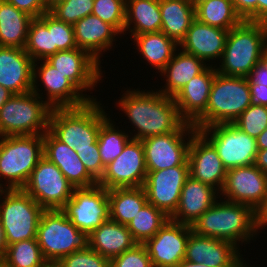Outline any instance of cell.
Here are the masks:
<instances>
[{
	"label": "cell",
	"instance_id": "6da1fadb",
	"mask_svg": "<svg viewBox=\"0 0 267 267\" xmlns=\"http://www.w3.org/2000/svg\"><path fill=\"white\" fill-rule=\"evenodd\" d=\"M121 96L115 104L135 127L131 131L135 132L134 135L130 132L132 139L143 140L175 131H198L180 116L174 98L158 89L128 88Z\"/></svg>",
	"mask_w": 267,
	"mask_h": 267
},
{
	"label": "cell",
	"instance_id": "7a4b0ae2",
	"mask_svg": "<svg viewBox=\"0 0 267 267\" xmlns=\"http://www.w3.org/2000/svg\"><path fill=\"white\" fill-rule=\"evenodd\" d=\"M194 233L230 241L236 246L249 244L259 234L257 213L248 205L217 200L195 222ZM247 242V243H246Z\"/></svg>",
	"mask_w": 267,
	"mask_h": 267
},
{
	"label": "cell",
	"instance_id": "3957f363",
	"mask_svg": "<svg viewBox=\"0 0 267 267\" xmlns=\"http://www.w3.org/2000/svg\"><path fill=\"white\" fill-rule=\"evenodd\" d=\"M103 108L97 100L80 107L52 108L48 130L72 149L92 148L109 117Z\"/></svg>",
	"mask_w": 267,
	"mask_h": 267
},
{
	"label": "cell",
	"instance_id": "277c9868",
	"mask_svg": "<svg viewBox=\"0 0 267 267\" xmlns=\"http://www.w3.org/2000/svg\"><path fill=\"white\" fill-rule=\"evenodd\" d=\"M267 46L266 22L243 20L228 32L216 72L227 76L246 77L259 63L262 50Z\"/></svg>",
	"mask_w": 267,
	"mask_h": 267
},
{
	"label": "cell",
	"instance_id": "5b68a950",
	"mask_svg": "<svg viewBox=\"0 0 267 267\" xmlns=\"http://www.w3.org/2000/svg\"><path fill=\"white\" fill-rule=\"evenodd\" d=\"M251 105L246 77L216 73L206 112L193 124L199 130L218 123H233Z\"/></svg>",
	"mask_w": 267,
	"mask_h": 267
},
{
	"label": "cell",
	"instance_id": "8992f818",
	"mask_svg": "<svg viewBox=\"0 0 267 267\" xmlns=\"http://www.w3.org/2000/svg\"><path fill=\"white\" fill-rule=\"evenodd\" d=\"M43 157V135L0 137V181L10 189H22Z\"/></svg>",
	"mask_w": 267,
	"mask_h": 267
},
{
	"label": "cell",
	"instance_id": "52a82bcc",
	"mask_svg": "<svg viewBox=\"0 0 267 267\" xmlns=\"http://www.w3.org/2000/svg\"><path fill=\"white\" fill-rule=\"evenodd\" d=\"M51 110L33 91L14 94L0 109V137L44 135Z\"/></svg>",
	"mask_w": 267,
	"mask_h": 267
},
{
	"label": "cell",
	"instance_id": "ba28073f",
	"mask_svg": "<svg viewBox=\"0 0 267 267\" xmlns=\"http://www.w3.org/2000/svg\"><path fill=\"white\" fill-rule=\"evenodd\" d=\"M36 240L46 261H60L87 245V237L72 224L61 209L42 212Z\"/></svg>",
	"mask_w": 267,
	"mask_h": 267
},
{
	"label": "cell",
	"instance_id": "9c48e42d",
	"mask_svg": "<svg viewBox=\"0 0 267 267\" xmlns=\"http://www.w3.org/2000/svg\"><path fill=\"white\" fill-rule=\"evenodd\" d=\"M43 211L22 189L9 190L0 202V222L7 245L36 238Z\"/></svg>",
	"mask_w": 267,
	"mask_h": 267
},
{
	"label": "cell",
	"instance_id": "30bf717a",
	"mask_svg": "<svg viewBox=\"0 0 267 267\" xmlns=\"http://www.w3.org/2000/svg\"><path fill=\"white\" fill-rule=\"evenodd\" d=\"M217 150L228 169L253 165L258 152L256 138L232 123H218L198 130Z\"/></svg>",
	"mask_w": 267,
	"mask_h": 267
},
{
	"label": "cell",
	"instance_id": "8fae6325",
	"mask_svg": "<svg viewBox=\"0 0 267 267\" xmlns=\"http://www.w3.org/2000/svg\"><path fill=\"white\" fill-rule=\"evenodd\" d=\"M74 188L60 169L43 156L22 190L44 210H53L65 206Z\"/></svg>",
	"mask_w": 267,
	"mask_h": 267
},
{
	"label": "cell",
	"instance_id": "7c38bea8",
	"mask_svg": "<svg viewBox=\"0 0 267 267\" xmlns=\"http://www.w3.org/2000/svg\"><path fill=\"white\" fill-rule=\"evenodd\" d=\"M86 237L110 219L108 190L96 184L74 188L72 197L61 209Z\"/></svg>",
	"mask_w": 267,
	"mask_h": 267
},
{
	"label": "cell",
	"instance_id": "4fadbf2b",
	"mask_svg": "<svg viewBox=\"0 0 267 267\" xmlns=\"http://www.w3.org/2000/svg\"><path fill=\"white\" fill-rule=\"evenodd\" d=\"M266 196L267 175L253 164L228 169L219 197L229 202L248 205L257 213Z\"/></svg>",
	"mask_w": 267,
	"mask_h": 267
},
{
	"label": "cell",
	"instance_id": "5bb4252c",
	"mask_svg": "<svg viewBox=\"0 0 267 267\" xmlns=\"http://www.w3.org/2000/svg\"><path fill=\"white\" fill-rule=\"evenodd\" d=\"M196 132L175 131L141 140L147 171H159L175 166H189V145Z\"/></svg>",
	"mask_w": 267,
	"mask_h": 267
},
{
	"label": "cell",
	"instance_id": "9a60e30c",
	"mask_svg": "<svg viewBox=\"0 0 267 267\" xmlns=\"http://www.w3.org/2000/svg\"><path fill=\"white\" fill-rule=\"evenodd\" d=\"M147 177L144 148L141 140L131 139L122 153L105 166L98 184L107 190L141 187Z\"/></svg>",
	"mask_w": 267,
	"mask_h": 267
},
{
	"label": "cell",
	"instance_id": "2e32d148",
	"mask_svg": "<svg viewBox=\"0 0 267 267\" xmlns=\"http://www.w3.org/2000/svg\"><path fill=\"white\" fill-rule=\"evenodd\" d=\"M46 61L71 81L82 93L84 92V95L90 101L98 100L97 97L87 95L86 92L93 91L94 87L102 80V66L88 52L79 48L58 51L48 57Z\"/></svg>",
	"mask_w": 267,
	"mask_h": 267
},
{
	"label": "cell",
	"instance_id": "e0dca14e",
	"mask_svg": "<svg viewBox=\"0 0 267 267\" xmlns=\"http://www.w3.org/2000/svg\"><path fill=\"white\" fill-rule=\"evenodd\" d=\"M33 78L32 91L41 99H45L51 108L80 107L90 101L71 81L46 60H39L38 63L34 61ZM38 82L41 83L38 84ZM42 83L45 89L44 93L46 91V94H44L46 98L38 87L39 85L42 87Z\"/></svg>",
	"mask_w": 267,
	"mask_h": 267
},
{
	"label": "cell",
	"instance_id": "ac0fdd59",
	"mask_svg": "<svg viewBox=\"0 0 267 267\" xmlns=\"http://www.w3.org/2000/svg\"><path fill=\"white\" fill-rule=\"evenodd\" d=\"M189 176V166L147 171L143 185L147 202L171 217L178 207L183 185Z\"/></svg>",
	"mask_w": 267,
	"mask_h": 267
},
{
	"label": "cell",
	"instance_id": "d6986e66",
	"mask_svg": "<svg viewBox=\"0 0 267 267\" xmlns=\"http://www.w3.org/2000/svg\"><path fill=\"white\" fill-rule=\"evenodd\" d=\"M191 231L190 225L169 219L151 239L143 244L153 267H177L185 258Z\"/></svg>",
	"mask_w": 267,
	"mask_h": 267
},
{
	"label": "cell",
	"instance_id": "ffe728a7",
	"mask_svg": "<svg viewBox=\"0 0 267 267\" xmlns=\"http://www.w3.org/2000/svg\"><path fill=\"white\" fill-rule=\"evenodd\" d=\"M240 247L225 241L190 232L185 258L194 263H203L208 267H249ZM245 261V263H244Z\"/></svg>",
	"mask_w": 267,
	"mask_h": 267
},
{
	"label": "cell",
	"instance_id": "44dd1931",
	"mask_svg": "<svg viewBox=\"0 0 267 267\" xmlns=\"http://www.w3.org/2000/svg\"><path fill=\"white\" fill-rule=\"evenodd\" d=\"M190 176L215 188L219 193L225 184L227 169L214 146L197 131L188 150Z\"/></svg>",
	"mask_w": 267,
	"mask_h": 267
},
{
	"label": "cell",
	"instance_id": "7402d4cb",
	"mask_svg": "<svg viewBox=\"0 0 267 267\" xmlns=\"http://www.w3.org/2000/svg\"><path fill=\"white\" fill-rule=\"evenodd\" d=\"M229 30L213 27L194 19L185 38L179 43L181 50L200 58L210 66V62L221 60ZM208 62V63H206Z\"/></svg>",
	"mask_w": 267,
	"mask_h": 267
},
{
	"label": "cell",
	"instance_id": "603a6c76",
	"mask_svg": "<svg viewBox=\"0 0 267 267\" xmlns=\"http://www.w3.org/2000/svg\"><path fill=\"white\" fill-rule=\"evenodd\" d=\"M34 61L17 47L0 46V85L13 94L33 89Z\"/></svg>",
	"mask_w": 267,
	"mask_h": 267
},
{
	"label": "cell",
	"instance_id": "cb8c5ba5",
	"mask_svg": "<svg viewBox=\"0 0 267 267\" xmlns=\"http://www.w3.org/2000/svg\"><path fill=\"white\" fill-rule=\"evenodd\" d=\"M43 156L54 163L75 188L98 183L85 169L77 152L58 140L49 130L43 135Z\"/></svg>",
	"mask_w": 267,
	"mask_h": 267
},
{
	"label": "cell",
	"instance_id": "d4e9b609",
	"mask_svg": "<svg viewBox=\"0 0 267 267\" xmlns=\"http://www.w3.org/2000/svg\"><path fill=\"white\" fill-rule=\"evenodd\" d=\"M212 63L216 62H211L210 66L188 82L174 97L180 116L192 125L206 112L211 86L217 73Z\"/></svg>",
	"mask_w": 267,
	"mask_h": 267
},
{
	"label": "cell",
	"instance_id": "484cf974",
	"mask_svg": "<svg viewBox=\"0 0 267 267\" xmlns=\"http://www.w3.org/2000/svg\"><path fill=\"white\" fill-rule=\"evenodd\" d=\"M73 27L77 47L88 52L100 64L103 52L113 50L117 41L115 37L121 35L114 26L93 14L80 19Z\"/></svg>",
	"mask_w": 267,
	"mask_h": 267
},
{
	"label": "cell",
	"instance_id": "4316f807",
	"mask_svg": "<svg viewBox=\"0 0 267 267\" xmlns=\"http://www.w3.org/2000/svg\"><path fill=\"white\" fill-rule=\"evenodd\" d=\"M219 194L212 186L189 176L183 185L178 207L170 220L191 226L220 198Z\"/></svg>",
	"mask_w": 267,
	"mask_h": 267
},
{
	"label": "cell",
	"instance_id": "83f0119b",
	"mask_svg": "<svg viewBox=\"0 0 267 267\" xmlns=\"http://www.w3.org/2000/svg\"><path fill=\"white\" fill-rule=\"evenodd\" d=\"M137 244L126 225L111 219L106 220L87 236V245L109 260Z\"/></svg>",
	"mask_w": 267,
	"mask_h": 267
},
{
	"label": "cell",
	"instance_id": "f1b7e54d",
	"mask_svg": "<svg viewBox=\"0 0 267 267\" xmlns=\"http://www.w3.org/2000/svg\"><path fill=\"white\" fill-rule=\"evenodd\" d=\"M207 66L200 58L178 48L170 62L159 74V76L165 77L166 85L164 84L158 91L174 98L188 82L200 74Z\"/></svg>",
	"mask_w": 267,
	"mask_h": 267
},
{
	"label": "cell",
	"instance_id": "f546056e",
	"mask_svg": "<svg viewBox=\"0 0 267 267\" xmlns=\"http://www.w3.org/2000/svg\"><path fill=\"white\" fill-rule=\"evenodd\" d=\"M161 25L160 0H126L124 34L129 31L133 37L159 32Z\"/></svg>",
	"mask_w": 267,
	"mask_h": 267
},
{
	"label": "cell",
	"instance_id": "4dcf8cb0",
	"mask_svg": "<svg viewBox=\"0 0 267 267\" xmlns=\"http://www.w3.org/2000/svg\"><path fill=\"white\" fill-rule=\"evenodd\" d=\"M161 32L178 45L195 19V8L189 0H160Z\"/></svg>",
	"mask_w": 267,
	"mask_h": 267
},
{
	"label": "cell",
	"instance_id": "1f68e13d",
	"mask_svg": "<svg viewBox=\"0 0 267 267\" xmlns=\"http://www.w3.org/2000/svg\"><path fill=\"white\" fill-rule=\"evenodd\" d=\"M33 17L0 0V46L25 49Z\"/></svg>",
	"mask_w": 267,
	"mask_h": 267
},
{
	"label": "cell",
	"instance_id": "d6a6232c",
	"mask_svg": "<svg viewBox=\"0 0 267 267\" xmlns=\"http://www.w3.org/2000/svg\"><path fill=\"white\" fill-rule=\"evenodd\" d=\"M143 59L160 73L170 62L179 45L166 34L159 32L134 35L132 41Z\"/></svg>",
	"mask_w": 267,
	"mask_h": 267
},
{
	"label": "cell",
	"instance_id": "836d02e7",
	"mask_svg": "<svg viewBox=\"0 0 267 267\" xmlns=\"http://www.w3.org/2000/svg\"><path fill=\"white\" fill-rule=\"evenodd\" d=\"M110 219L128 225L139 210L147 203L143 186L114 188L108 190Z\"/></svg>",
	"mask_w": 267,
	"mask_h": 267
},
{
	"label": "cell",
	"instance_id": "e575fe53",
	"mask_svg": "<svg viewBox=\"0 0 267 267\" xmlns=\"http://www.w3.org/2000/svg\"><path fill=\"white\" fill-rule=\"evenodd\" d=\"M195 19L224 30H231L243 21L232 0H209L199 4L195 7Z\"/></svg>",
	"mask_w": 267,
	"mask_h": 267
},
{
	"label": "cell",
	"instance_id": "d590c367",
	"mask_svg": "<svg viewBox=\"0 0 267 267\" xmlns=\"http://www.w3.org/2000/svg\"><path fill=\"white\" fill-rule=\"evenodd\" d=\"M170 219L162 210L146 203L127 225L138 244H144L151 239L159 229Z\"/></svg>",
	"mask_w": 267,
	"mask_h": 267
},
{
	"label": "cell",
	"instance_id": "8d00e7d4",
	"mask_svg": "<svg viewBox=\"0 0 267 267\" xmlns=\"http://www.w3.org/2000/svg\"><path fill=\"white\" fill-rule=\"evenodd\" d=\"M114 120L110 116L101 124L98 133L97 143L99 146L100 158L104 166L112 162L120 155L125 145L132 137L122 129L114 125Z\"/></svg>",
	"mask_w": 267,
	"mask_h": 267
},
{
	"label": "cell",
	"instance_id": "74e56055",
	"mask_svg": "<svg viewBox=\"0 0 267 267\" xmlns=\"http://www.w3.org/2000/svg\"><path fill=\"white\" fill-rule=\"evenodd\" d=\"M25 52L33 61L46 60L52 55L51 32L47 28V13L31 20Z\"/></svg>",
	"mask_w": 267,
	"mask_h": 267
},
{
	"label": "cell",
	"instance_id": "f35d334b",
	"mask_svg": "<svg viewBox=\"0 0 267 267\" xmlns=\"http://www.w3.org/2000/svg\"><path fill=\"white\" fill-rule=\"evenodd\" d=\"M45 261L36 238H33L8 245L1 265L3 267H38Z\"/></svg>",
	"mask_w": 267,
	"mask_h": 267
},
{
	"label": "cell",
	"instance_id": "ab89813d",
	"mask_svg": "<svg viewBox=\"0 0 267 267\" xmlns=\"http://www.w3.org/2000/svg\"><path fill=\"white\" fill-rule=\"evenodd\" d=\"M47 28L51 32L52 55L58 51L78 48L72 24L60 21L50 12H47Z\"/></svg>",
	"mask_w": 267,
	"mask_h": 267
},
{
	"label": "cell",
	"instance_id": "60d3db41",
	"mask_svg": "<svg viewBox=\"0 0 267 267\" xmlns=\"http://www.w3.org/2000/svg\"><path fill=\"white\" fill-rule=\"evenodd\" d=\"M92 14L124 35L126 0H94Z\"/></svg>",
	"mask_w": 267,
	"mask_h": 267
},
{
	"label": "cell",
	"instance_id": "b9f144b4",
	"mask_svg": "<svg viewBox=\"0 0 267 267\" xmlns=\"http://www.w3.org/2000/svg\"><path fill=\"white\" fill-rule=\"evenodd\" d=\"M232 124L257 138L267 128V107L251 104Z\"/></svg>",
	"mask_w": 267,
	"mask_h": 267
},
{
	"label": "cell",
	"instance_id": "7bdbcfd3",
	"mask_svg": "<svg viewBox=\"0 0 267 267\" xmlns=\"http://www.w3.org/2000/svg\"><path fill=\"white\" fill-rule=\"evenodd\" d=\"M93 3L94 0H64L53 6L49 12L58 20L74 25L92 14Z\"/></svg>",
	"mask_w": 267,
	"mask_h": 267
},
{
	"label": "cell",
	"instance_id": "ee69618b",
	"mask_svg": "<svg viewBox=\"0 0 267 267\" xmlns=\"http://www.w3.org/2000/svg\"><path fill=\"white\" fill-rule=\"evenodd\" d=\"M61 267H110V260L86 245L59 261Z\"/></svg>",
	"mask_w": 267,
	"mask_h": 267
},
{
	"label": "cell",
	"instance_id": "f6af8a7d",
	"mask_svg": "<svg viewBox=\"0 0 267 267\" xmlns=\"http://www.w3.org/2000/svg\"><path fill=\"white\" fill-rule=\"evenodd\" d=\"M110 267H153V264L146 247L137 244L134 248L111 259Z\"/></svg>",
	"mask_w": 267,
	"mask_h": 267
},
{
	"label": "cell",
	"instance_id": "bcb514c9",
	"mask_svg": "<svg viewBox=\"0 0 267 267\" xmlns=\"http://www.w3.org/2000/svg\"><path fill=\"white\" fill-rule=\"evenodd\" d=\"M74 150L77 152V155L84 164L85 169L98 182L104 174L105 166L100 158L97 141L92 144V148Z\"/></svg>",
	"mask_w": 267,
	"mask_h": 267
},
{
	"label": "cell",
	"instance_id": "7dc6e473",
	"mask_svg": "<svg viewBox=\"0 0 267 267\" xmlns=\"http://www.w3.org/2000/svg\"><path fill=\"white\" fill-rule=\"evenodd\" d=\"M33 18H39L42 14L49 12L45 0H6Z\"/></svg>",
	"mask_w": 267,
	"mask_h": 267
},
{
	"label": "cell",
	"instance_id": "c3c4849f",
	"mask_svg": "<svg viewBox=\"0 0 267 267\" xmlns=\"http://www.w3.org/2000/svg\"><path fill=\"white\" fill-rule=\"evenodd\" d=\"M232 2L242 20L257 22V0H232Z\"/></svg>",
	"mask_w": 267,
	"mask_h": 267
},
{
	"label": "cell",
	"instance_id": "681fc988",
	"mask_svg": "<svg viewBox=\"0 0 267 267\" xmlns=\"http://www.w3.org/2000/svg\"><path fill=\"white\" fill-rule=\"evenodd\" d=\"M249 84L267 86V70L260 63L256 64L246 76Z\"/></svg>",
	"mask_w": 267,
	"mask_h": 267
},
{
	"label": "cell",
	"instance_id": "f907efd6",
	"mask_svg": "<svg viewBox=\"0 0 267 267\" xmlns=\"http://www.w3.org/2000/svg\"><path fill=\"white\" fill-rule=\"evenodd\" d=\"M251 91V104L267 107V86L249 84Z\"/></svg>",
	"mask_w": 267,
	"mask_h": 267
},
{
	"label": "cell",
	"instance_id": "816d5d0a",
	"mask_svg": "<svg viewBox=\"0 0 267 267\" xmlns=\"http://www.w3.org/2000/svg\"><path fill=\"white\" fill-rule=\"evenodd\" d=\"M254 165L267 175V149L258 150Z\"/></svg>",
	"mask_w": 267,
	"mask_h": 267
},
{
	"label": "cell",
	"instance_id": "f5cc1de1",
	"mask_svg": "<svg viewBox=\"0 0 267 267\" xmlns=\"http://www.w3.org/2000/svg\"><path fill=\"white\" fill-rule=\"evenodd\" d=\"M257 227L258 230L267 227V196L263 206L257 211Z\"/></svg>",
	"mask_w": 267,
	"mask_h": 267
},
{
	"label": "cell",
	"instance_id": "db71d44e",
	"mask_svg": "<svg viewBox=\"0 0 267 267\" xmlns=\"http://www.w3.org/2000/svg\"><path fill=\"white\" fill-rule=\"evenodd\" d=\"M257 22H267V0H257Z\"/></svg>",
	"mask_w": 267,
	"mask_h": 267
},
{
	"label": "cell",
	"instance_id": "11a10c76",
	"mask_svg": "<svg viewBox=\"0 0 267 267\" xmlns=\"http://www.w3.org/2000/svg\"><path fill=\"white\" fill-rule=\"evenodd\" d=\"M7 246L8 245H7L6 238H5L4 228L2 227V223L0 222V265L3 262L4 254L6 252Z\"/></svg>",
	"mask_w": 267,
	"mask_h": 267
},
{
	"label": "cell",
	"instance_id": "9f6ffc18",
	"mask_svg": "<svg viewBox=\"0 0 267 267\" xmlns=\"http://www.w3.org/2000/svg\"><path fill=\"white\" fill-rule=\"evenodd\" d=\"M256 142L258 150L267 149V128L256 138Z\"/></svg>",
	"mask_w": 267,
	"mask_h": 267
},
{
	"label": "cell",
	"instance_id": "6f0895ef",
	"mask_svg": "<svg viewBox=\"0 0 267 267\" xmlns=\"http://www.w3.org/2000/svg\"><path fill=\"white\" fill-rule=\"evenodd\" d=\"M14 94L0 85V109Z\"/></svg>",
	"mask_w": 267,
	"mask_h": 267
},
{
	"label": "cell",
	"instance_id": "680465c9",
	"mask_svg": "<svg viewBox=\"0 0 267 267\" xmlns=\"http://www.w3.org/2000/svg\"><path fill=\"white\" fill-rule=\"evenodd\" d=\"M177 267H208L207 265L203 264V263H194L191 261H188L186 259H183L178 265Z\"/></svg>",
	"mask_w": 267,
	"mask_h": 267
},
{
	"label": "cell",
	"instance_id": "91938a15",
	"mask_svg": "<svg viewBox=\"0 0 267 267\" xmlns=\"http://www.w3.org/2000/svg\"><path fill=\"white\" fill-rule=\"evenodd\" d=\"M259 63L267 70V46L262 50Z\"/></svg>",
	"mask_w": 267,
	"mask_h": 267
},
{
	"label": "cell",
	"instance_id": "94428289",
	"mask_svg": "<svg viewBox=\"0 0 267 267\" xmlns=\"http://www.w3.org/2000/svg\"><path fill=\"white\" fill-rule=\"evenodd\" d=\"M38 267H61L59 261H45Z\"/></svg>",
	"mask_w": 267,
	"mask_h": 267
},
{
	"label": "cell",
	"instance_id": "6125c7cd",
	"mask_svg": "<svg viewBox=\"0 0 267 267\" xmlns=\"http://www.w3.org/2000/svg\"><path fill=\"white\" fill-rule=\"evenodd\" d=\"M1 182H3V180L0 181V200L3 199L4 195L10 190L4 185V182Z\"/></svg>",
	"mask_w": 267,
	"mask_h": 267
},
{
	"label": "cell",
	"instance_id": "be15d7a7",
	"mask_svg": "<svg viewBox=\"0 0 267 267\" xmlns=\"http://www.w3.org/2000/svg\"><path fill=\"white\" fill-rule=\"evenodd\" d=\"M62 1L64 0H45V3L47 5L48 10H50L53 6Z\"/></svg>",
	"mask_w": 267,
	"mask_h": 267
},
{
	"label": "cell",
	"instance_id": "e7e4bbea",
	"mask_svg": "<svg viewBox=\"0 0 267 267\" xmlns=\"http://www.w3.org/2000/svg\"><path fill=\"white\" fill-rule=\"evenodd\" d=\"M189 1L192 3V5H193L194 8H195V7L198 6L199 4L204 3V2H207V1H209V0H189Z\"/></svg>",
	"mask_w": 267,
	"mask_h": 267
}]
</instances>
